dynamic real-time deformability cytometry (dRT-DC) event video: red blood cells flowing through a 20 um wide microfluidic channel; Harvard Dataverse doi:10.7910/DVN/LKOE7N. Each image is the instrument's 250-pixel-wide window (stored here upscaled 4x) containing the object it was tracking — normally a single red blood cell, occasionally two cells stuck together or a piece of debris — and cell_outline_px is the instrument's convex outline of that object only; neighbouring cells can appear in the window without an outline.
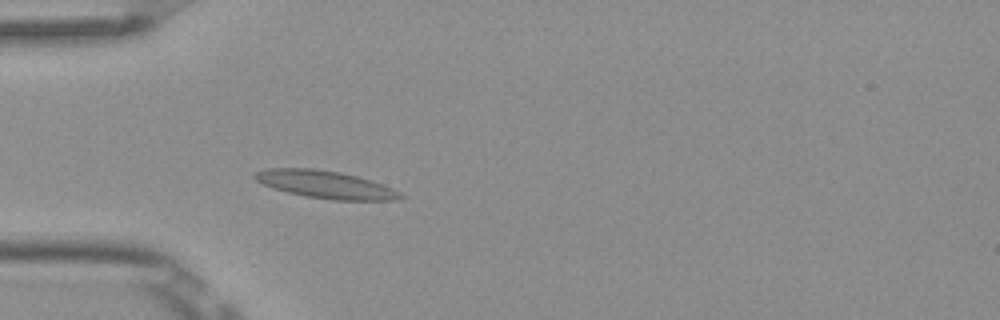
{"species": "Egyptian fruit bat (a non-hibernating species)", "species_latin": "Rousettus aegyptiacus", "temperature_condition": "room temperature", "stored_images_in_passage": 1, "camera_frame_rate_fps": 3000, "um_per_image_px": 0.085, "frame": {"image": 1, "passage_image": 1, "time_ms": 0.0, "image_size_px": [1000, 320], "cell_outline_px": [[404, 196], [396, 200], [332, 200], [304, 196], [288, 192], [264, 184], [256, 180], [252, 176], [256, 172], [268, 168], [312, 168], [340, 172], [356, 176], [392, 188], [400, 192]], "centroid_in_image_um": [27.66, 15.68], "position_along_channel_um": 57.3, "area_um2": 23.06}}